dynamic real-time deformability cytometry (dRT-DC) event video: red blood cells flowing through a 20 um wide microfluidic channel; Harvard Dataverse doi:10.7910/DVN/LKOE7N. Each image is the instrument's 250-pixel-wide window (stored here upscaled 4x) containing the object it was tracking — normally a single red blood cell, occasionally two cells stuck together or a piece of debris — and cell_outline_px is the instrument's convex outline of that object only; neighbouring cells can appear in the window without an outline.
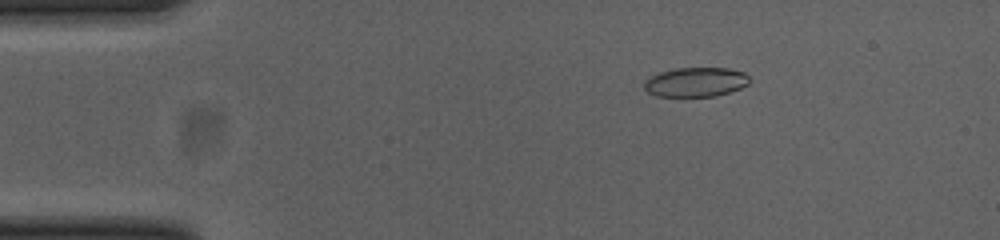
{"species": "common noctule bat (a hibernating species)", "species_latin": "Nyctalus noctula", "temperature_condition": "cold", "stored_images_in_passage": 46, "camera_frame_rate_fps": 3000, "um_per_image_px": 0.085, "animal": {"sex": "female", "body_mass_g": 23.0, "forearm_length_mm": 53.4}, "frame": {"image": 1, "passage_image": 2, "time_ms": 0.333, "image_size_px": [1000, 240], "cell_outline_px": [[748, 84], [740, 88], [716, 96], [656, 96], [648, 92], [644, 88], [644, 80], [660, 72], [676, 68], [728, 68], [744, 72], [748, 76]], "centroid_in_image_um": [59.12, 6.97], "position_along_channel_um": 25.9, "area_um2": 17.92}}
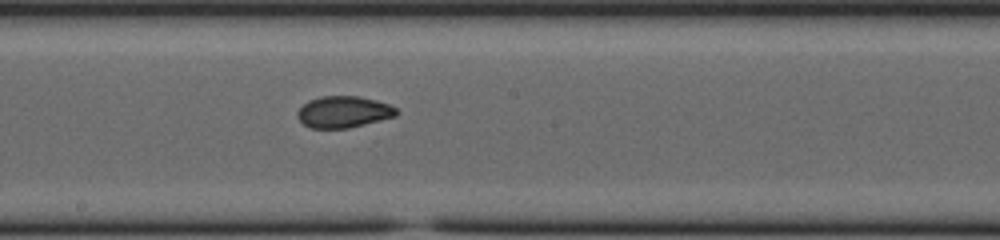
{"frame": {"image": 2, "passage_image": 22, "time_ms": 7.0, "image_size_px": [1000, 240], "cell_outline_px": [[400, 112], [396, 116], [348, 128], [308, 128], [296, 116], [296, 112], [308, 100], [320, 96], [360, 96], [376, 100], [388, 104], [396, 108]], "centroid_in_image_um": [29.19, 9.5], "position_along_channel_um": 219.0, "area_um2": 18.26}}
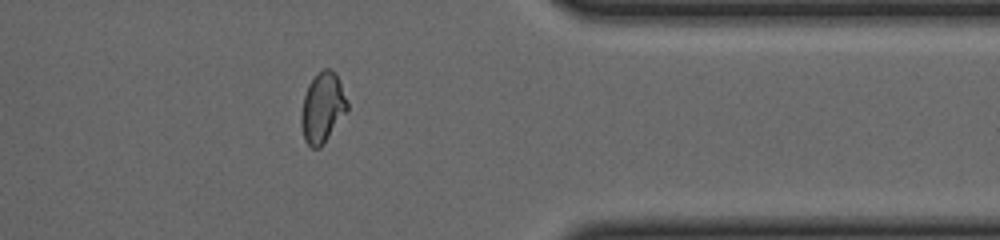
{"frame": {"image": 3, "passage_image": 36, "time_ms": 11.667, "image_size_px": [1000, 240], "cell_outline_px": [[348, 108], [320, 148], [312, 148], [304, 140], [300, 124], [300, 112], [304, 96], [308, 84], [324, 68], [328, 68], [336, 72], [348, 104]], "centroid_in_image_um": [27.38, 9.16], "position_along_channel_um": 384.0, "area_um2": 18.55}, "authors_computed_cell_mechanics": {"area_um2": 18.7272, "velocity_mm_per_s": 3.8523, "shape_relaxation_time_tau1_ms": null, "shape_relaxation_time_tau2_ms": 1.2841, "deformation_change_tau1": null, "deformation_change_tau2": 0.0519}}